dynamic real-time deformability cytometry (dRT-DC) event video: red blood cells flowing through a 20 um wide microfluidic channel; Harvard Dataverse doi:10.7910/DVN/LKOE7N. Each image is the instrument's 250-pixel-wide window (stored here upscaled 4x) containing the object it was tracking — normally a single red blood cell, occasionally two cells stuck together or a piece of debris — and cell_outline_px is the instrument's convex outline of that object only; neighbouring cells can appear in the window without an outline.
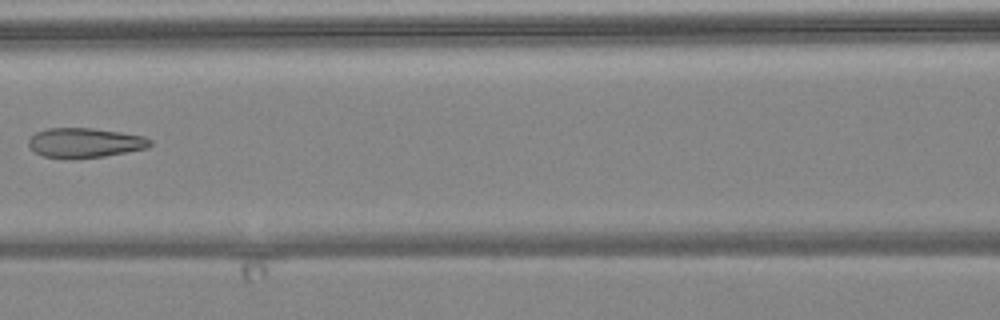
{"species": "common noctule bat (a hibernating species)", "species_latin": "Nyctalus noctula", "temperature_condition": "warm", "stored_images_in_passage": 7, "camera_frame_rate_fps": 3000, "um_per_image_px": 0.085, "animal": {"sex": "female", "body_mass_g": 24.6, "forearm_length_mm": 56.2}, "frame": {"image": 1, "passage_image": 7, "time_ms": 7.0, "image_size_px": [1000, 320], "cell_outline_px": [[152, 144], [148, 148], [104, 156], [72, 160], [68, 160], [44, 156], [36, 152], [28, 144], [28, 140], [36, 132], [48, 128], [92, 128], [120, 132], [144, 136], [152, 140]], "centroid_in_image_um": [7.22, 12.15], "position_along_channel_um": 159.4, "area_um2": 21.21}}